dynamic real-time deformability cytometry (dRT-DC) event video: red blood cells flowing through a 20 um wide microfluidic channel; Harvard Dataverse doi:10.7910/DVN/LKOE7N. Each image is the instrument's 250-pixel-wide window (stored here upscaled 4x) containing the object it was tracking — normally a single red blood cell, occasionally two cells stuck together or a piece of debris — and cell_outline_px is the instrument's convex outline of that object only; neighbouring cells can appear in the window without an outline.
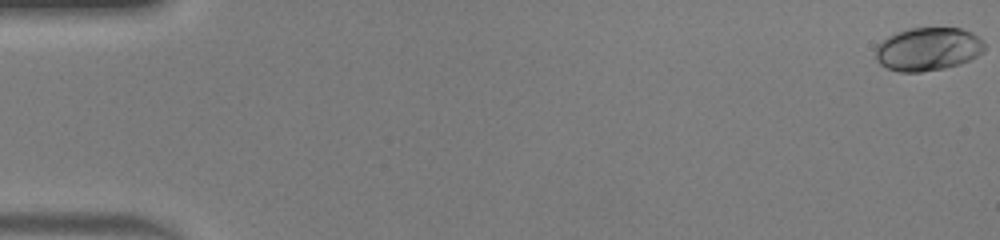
{"species": "human", "species_latin": "Homo sapiens", "temperature_condition": "warm", "stored_images_in_passage": 51, "camera_frame_rate_fps": 3000, "um_per_image_px": 0.085, "donor": {"sex": "male"}, "frame": {"image": 1, "passage_image": 1, "time_ms": 0.0, "image_size_px": [1000, 240], "cell_outline_px": [[984, 52], [960, 64], [944, 68], [920, 72], [900, 72], [888, 68], [880, 64], [876, 60], [876, 48], [888, 36], [896, 32], [908, 28], [960, 28], [972, 32], [984, 40]], "centroid_in_image_um": [78.9, 4.17], "position_along_channel_um": 6.1, "area_um2": 27.46}}
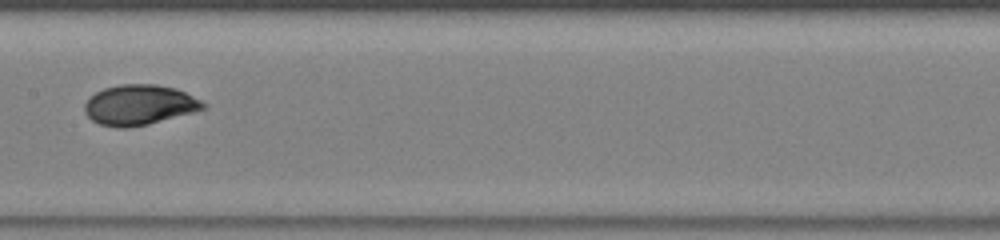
{"frame": {"image": 2, "passage_image": 27, "time_ms": 8.667, "image_size_px": [1000, 240], "cell_outline_px": [[208, 108], [148, 124], [128, 128], [116, 128], [100, 124], [92, 120], [84, 112], [84, 104], [96, 92], [104, 88], [120, 84], [156, 84], [176, 88], [208, 104]], "centroid_in_image_um": [11.85, 8.92], "position_along_channel_um": 195.5, "area_um2": 27.8}}
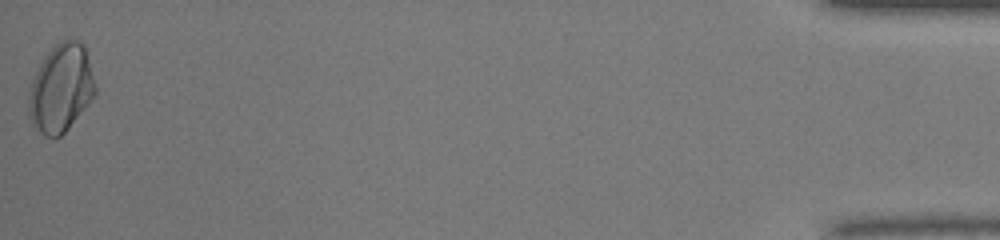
{"frame": {"image": 3, "passage_image": 51, "time_ms": 16.667, "image_size_px": [1000, 240], "cell_outline_px": [[96, 92], [88, 104], [68, 128], [60, 136], [44, 136], [32, 124], [28, 116], [28, 92], [32, 80], [44, 56], [60, 40], [76, 40], [84, 44], [96, 88]], "centroid_in_image_um": [5.16, 7.5], "position_along_channel_um": 430.0, "area_um2": 33.81}, "authors_computed_cell_mechanics": {"area_um2": 27.166, "velocity_mm_per_s": 4.1483, "shape_relaxation_time_tau1_ms": 4.5077, "shape_relaxation_time_tau2_ms": null, "deformation_change_tau1": 0.192, "deformation_change_tau2": null}}